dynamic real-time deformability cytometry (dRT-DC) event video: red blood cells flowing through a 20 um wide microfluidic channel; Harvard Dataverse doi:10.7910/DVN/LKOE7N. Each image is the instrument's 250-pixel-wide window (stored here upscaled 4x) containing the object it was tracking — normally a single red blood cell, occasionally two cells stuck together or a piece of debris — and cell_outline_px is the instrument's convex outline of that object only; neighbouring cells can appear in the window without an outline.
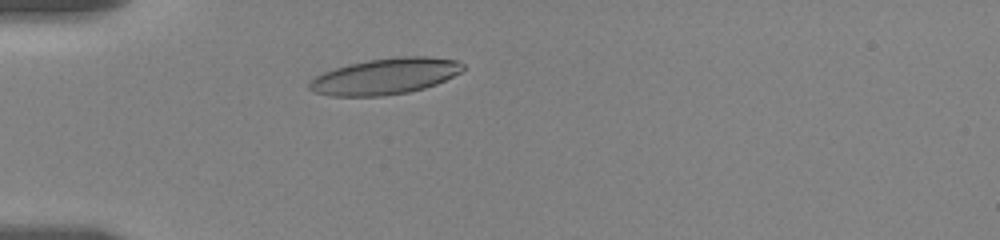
{"species": "human", "species_latin": "Homo sapiens", "temperature_condition": "room temperature", "stored_images_in_passage": 41, "camera_frame_rate_fps": 3000, "um_per_image_px": 0.085, "donor": {"sex": "female"}, "frame": {"image": 1, "passage_image": 1, "time_ms": 0.0, "image_size_px": [1000, 240], "cell_outline_px": [[464, 68], [460, 72], [436, 84], [424, 88], [408, 92], [380, 96], [332, 96], [312, 92], [308, 88], [308, 80], [324, 72], [348, 64], [368, 60], [396, 56], [428, 56], [456, 60], [464, 64]], "centroid_in_image_um": [32.71, 6.48], "position_along_channel_um": 52.3, "area_um2": 32.37}}
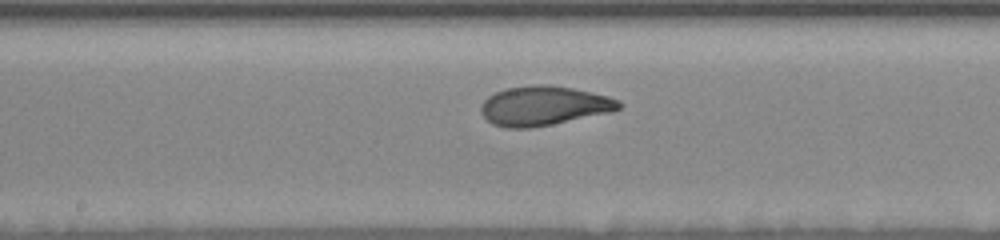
{"frame": {"image": 2, "passage_image": 15, "time_ms": 4.667, "image_size_px": [1000, 240], "cell_outline_px": [[624, 104], [620, 108], [608, 112], [552, 124], [528, 128], [504, 128], [492, 124], [480, 112], [480, 104], [488, 96], [504, 88], [532, 84], [548, 84], [572, 88], [592, 92], [608, 96], [620, 100]], "centroid_in_image_um": [46.19, 8.98], "position_along_channel_um": 202.0, "area_um2": 31.79}}
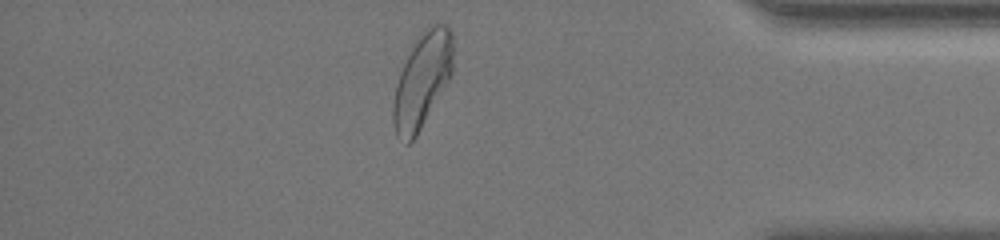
{"frame": {"image": 3, "passage_image": 34, "time_ms": 11.0, "image_size_px": [1000, 240], "cell_outline_px": [[452, 76], [416, 136], [408, 144], [404, 144], [396, 136], [392, 124], [392, 104], [396, 84], [400, 72], [412, 48], [420, 36], [432, 24], [448, 24], [452, 32]], "centroid_in_image_um": [35.88, 6.89], "position_along_channel_um": 399.3, "area_um2": 32.89}, "authors_computed_cell_mechanics": {"area_um2": 31.79, "velocity_mm_per_s": 3.5209, "shape_relaxation_time_tau1_ms": 3.6507, "shape_relaxation_time_tau2_ms": 0.7977, "deformation_change_tau1": 0.1647, "deformation_change_tau2": 0.0648}}